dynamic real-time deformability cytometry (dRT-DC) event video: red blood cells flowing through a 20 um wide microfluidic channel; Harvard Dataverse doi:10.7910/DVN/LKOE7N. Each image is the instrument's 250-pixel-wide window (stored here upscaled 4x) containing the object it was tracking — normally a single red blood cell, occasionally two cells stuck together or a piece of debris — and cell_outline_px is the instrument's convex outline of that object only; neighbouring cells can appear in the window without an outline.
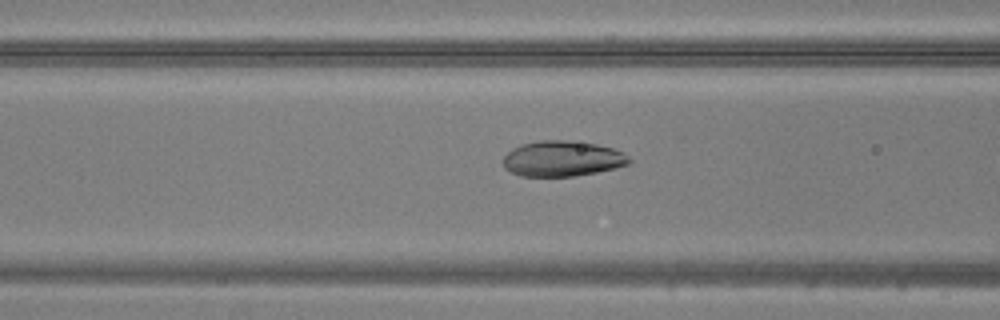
{"species": "common noctule bat (a hibernating species)", "species_latin": "Nyctalus noctula", "temperature_condition": "warm", "stored_images_in_passage": 29, "camera_frame_rate_fps": 3000, "um_per_image_px": 0.085, "animal": {"sex": "male", "body_mass_g": 20.5, "forearm_length_mm": 52.5}, "frame": {"image": 1, "passage_image": 4, "time_ms": 1.0, "image_size_px": [1000, 320], "cell_outline_px": [[632, 160], [628, 164], [616, 168], [576, 176], [520, 176], [504, 168], [504, 156], [512, 148], [520, 144], [540, 140], [564, 140], [596, 144], [612, 148], [624, 152]], "centroid_in_image_um": [47.8, 13.48], "position_along_channel_um": 118.8, "area_um2": 26.13}}
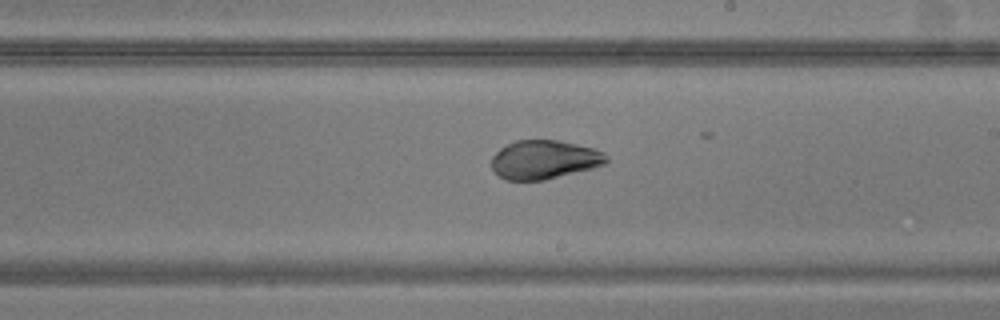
{"frame": {"image": 2, "passage_image": 13, "time_ms": 4.0, "image_size_px": [1000, 320], "cell_outline_px": [[608, 160], [604, 164], [592, 168], [544, 180], [504, 180], [492, 168], [492, 156], [500, 148], [516, 140], [556, 140], [576, 144], [592, 148], [604, 152], [608, 156]], "centroid_in_image_um": [46.26, 13.57], "position_along_channel_um": 242.7, "area_um2": 25.78}}
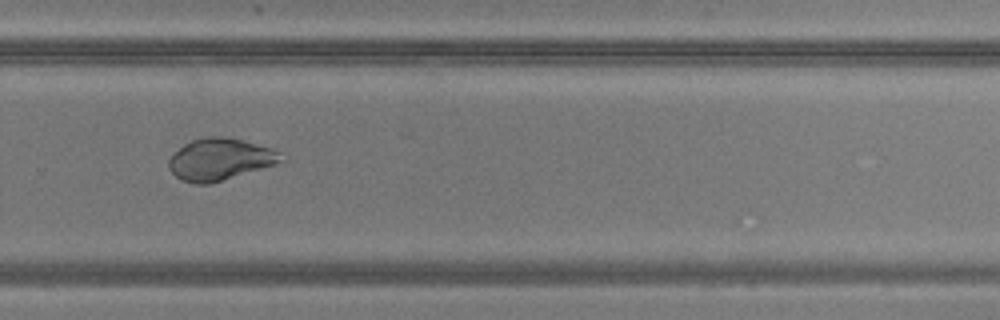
{"frame": {"image": 3, "passage_image": 18, "time_ms": 5.667, "image_size_px": [1000, 320], "cell_outline_px": [[284, 160], [260, 168], [208, 184], [196, 184], [184, 180], [176, 176], [172, 172], [168, 164], [168, 160], [184, 144], [192, 140], [208, 136], [220, 136], [244, 140], [272, 148], [280, 152]], "centroid_in_image_um": [18.68, 13.52], "position_along_channel_um": 311.1, "area_um2": 26.7}}